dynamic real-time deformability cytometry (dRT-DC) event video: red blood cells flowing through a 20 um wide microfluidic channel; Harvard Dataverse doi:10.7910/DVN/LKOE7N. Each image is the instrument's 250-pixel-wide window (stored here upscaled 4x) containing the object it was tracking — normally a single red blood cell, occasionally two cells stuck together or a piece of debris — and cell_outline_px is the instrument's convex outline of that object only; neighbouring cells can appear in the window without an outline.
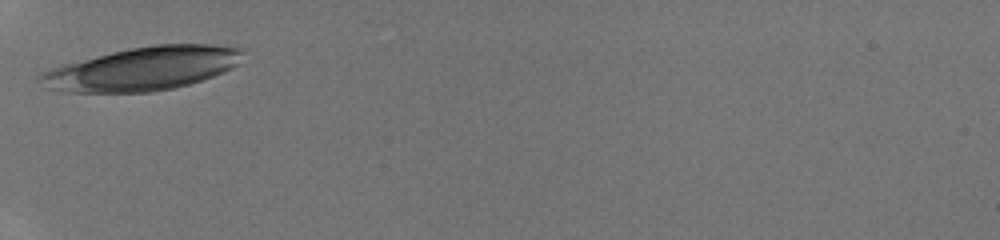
{"species": "human", "species_latin": "Homo sapiens", "temperature_condition": "room temperature", "stored_images_in_passage": 25, "camera_frame_rate_fps": 3000, "um_per_image_px": 0.085, "donor": {"sex": "male"}, "frame": {"image": 1, "passage_image": 1, "time_ms": 0.0, "image_size_px": [1000, 240], "cell_outline_px": [[224, 68], [208, 76], [184, 84], [164, 88], [132, 92], [108, 92], [96, 88], [80, 80], [68, 68], [104, 56], [136, 48], [168, 44], [192, 44], [224, 48]], "centroid_in_image_um": [12.83, 5.74], "position_along_channel_um": 72.2, "area_um2": 38.26}}
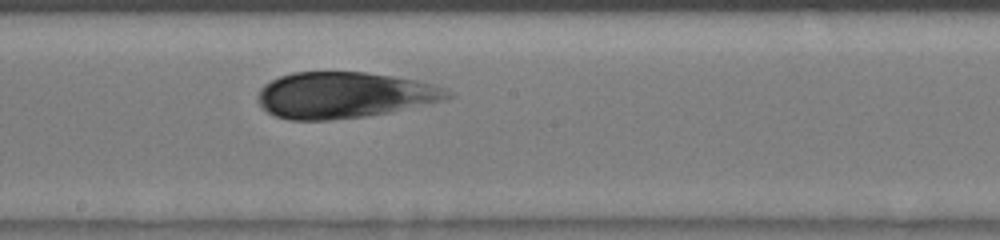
{"frame": {"image": 2, "passage_image": 11, "time_ms": 3.333, "image_size_px": [1000, 240], "cell_outline_px": [[400, 100], [368, 112], [348, 116], [280, 116], [272, 112], [264, 104], [264, 88], [268, 84], [284, 76], [300, 72], [356, 72], [380, 76], [396, 80], [400, 92]], "centroid_in_image_um": [28.01, 7.99], "position_along_channel_um": 220.2, "area_um2": 37.05}}
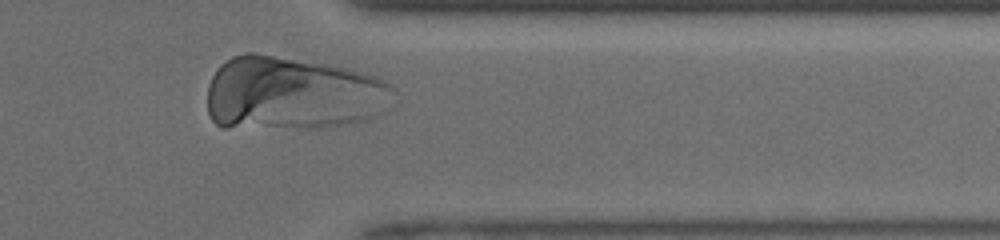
{"frame": {"image": 3, "passage_image": 22, "time_ms": 7.0, "image_size_px": [1000, 240], "cell_outline_px": [[364, 80], [232, 124], [220, 124], [212, 116], [208, 108], [208, 92], [212, 80], [216, 72], [228, 60], [236, 56], [264, 56], [340, 72], [356, 76]], "centroid_in_image_um": [22.7, 7.35], "position_along_channel_um": 388.7, "area_um2": 44.91}}